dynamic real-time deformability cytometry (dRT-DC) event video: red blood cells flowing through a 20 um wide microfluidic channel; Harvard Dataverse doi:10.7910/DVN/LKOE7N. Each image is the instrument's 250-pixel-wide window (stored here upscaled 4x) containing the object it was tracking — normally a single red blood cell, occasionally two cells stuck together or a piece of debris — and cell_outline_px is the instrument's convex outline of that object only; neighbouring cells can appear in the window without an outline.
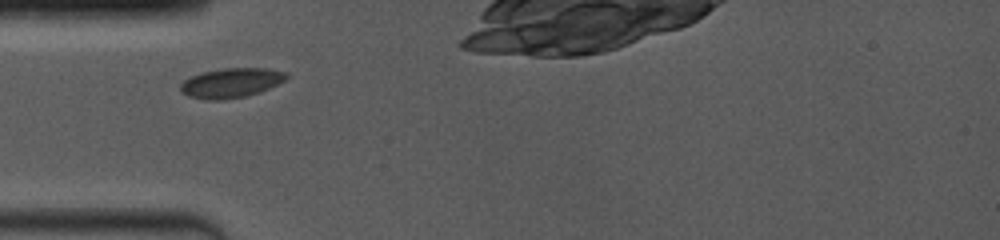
{"species": "common noctule bat (a hibernating species)", "species_latin": "Nyctalus noctula", "temperature_condition": "room temperature", "stored_images_in_passage": 7, "segment_of_instrument_passage": [1, 2], "camera_frame_rate_fps": 4000, "um_per_image_px": 0.085, "animal": {"sex": "female", "body_mass_g": 19.0, "forearm_length_mm": 53.3}, "frame": {"image": 1, "passage_image": 1, "time_ms": 0.0, "image_size_px": [1000, 240], "cell_outline_px": [[288, 76], [284, 80], [260, 92], [244, 96], [220, 100], [208, 100], [188, 96], [180, 92], [180, 84], [184, 80], [200, 72], [220, 68], [264, 68], [288, 72]], "centroid_in_image_um": [19.6, 7.03], "position_along_channel_um": 65.4, "area_um2": 18.26}}
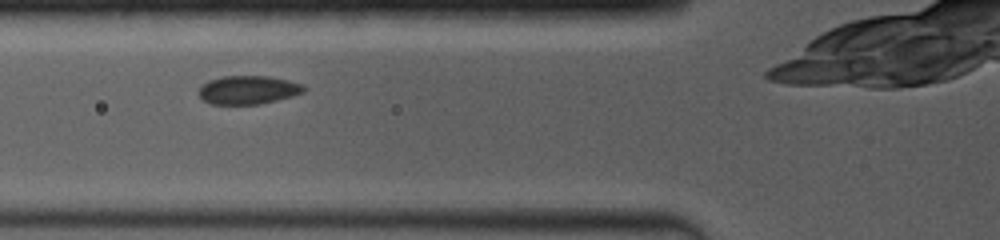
{"frame": {"image": 2, "passage_image": 3, "time_ms": 1.0, "image_size_px": [1000, 240], "cell_outline_px": [[304, 92], [292, 96], [260, 104], [208, 104], [196, 92], [208, 80], [224, 76], [268, 76], [288, 80], [300, 84], [304, 88]], "centroid_in_image_um": [21.05, 7.64], "position_along_channel_um": 104.8, "area_um2": 17.34}}
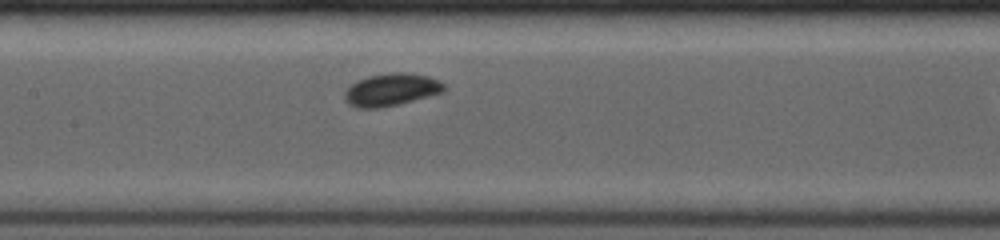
{"frame": {"image": 3, "passage_image": 6, "time_ms": 2.75, "image_size_px": [1000, 240], "cell_outline_px": [[444, 92], [400, 104], [380, 108], [356, 108], [348, 104], [344, 100], [344, 92], [352, 84], [368, 76], [388, 72], [408, 72], [428, 76], [440, 80], [444, 84]], "centroid_in_image_um": [33.26, 7.62], "position_along_channel_um": 174.1, "area_um2": 19.02}}